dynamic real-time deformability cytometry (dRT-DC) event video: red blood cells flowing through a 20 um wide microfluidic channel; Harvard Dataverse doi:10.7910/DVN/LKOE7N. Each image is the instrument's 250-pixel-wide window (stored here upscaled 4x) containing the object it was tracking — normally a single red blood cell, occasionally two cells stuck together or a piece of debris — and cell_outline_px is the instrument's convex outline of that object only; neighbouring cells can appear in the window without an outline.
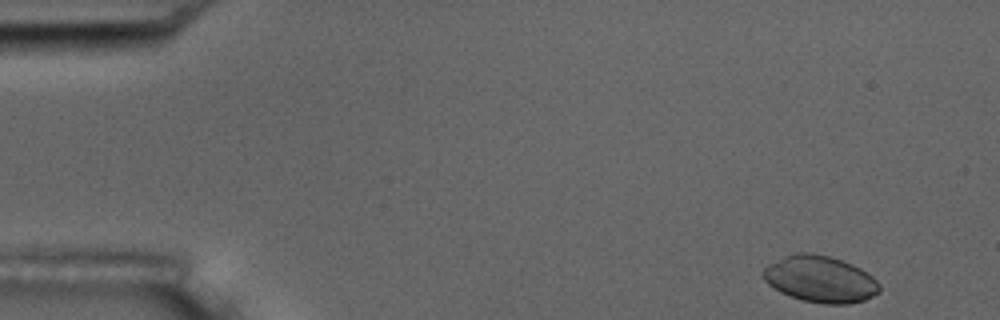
{"species": "common noctule bat (a hibernating species)", "species_latin": "Nyctalus noctula", "temperature_condition": "room temperature", "stored_images_in_passage": 4, "camera_frame_rate_fps": 3000, "um_per_image_px": 0.085, "animal": {"sex": "male", "body_mass_g": 17.5, "forearm_length_mm": 52.3}, "frame": {"image": 1, "passage_image": 1, "time_ms": 0.0, "image_size_px": [1000, 320], "cell_outline_px": [[880, 292], [864, 300], [848, 304], [824, 304], [804, 300], [780, 292], [768, 284], [764, 280], [760, 272], [768, 264], [784, 256], [796, 252], [808, 252], [828, 256], [852, 264], [860, 268], [872, 276], [880, 284]], "centroid_in_image_um": [69.7, 23.72], "position_along_channel_um": 15.3, "area_um2": 31.56}}